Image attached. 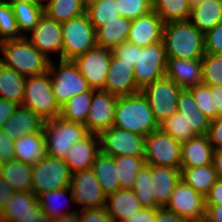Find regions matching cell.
Here are the masks:
<instances>
[{"label":"cell","instance_id":"38","mask_svg":"<svg viewBox=\"0 0 222 222\" xmlns=\"http://www.w3.org/2000/svg\"><path fill=\"white\" fill-rule=\"evenodd\" d=\"M121 189H132L136 174L146 164L144 156L114 157Z\"/></svg>","mask_w":222,"mask_h":222},{"label":"cell","instance_id":"9","mask_svg":"<svg viewBox=\"0 0 222 222\" xmlns=\"http://www.w3.org/2000/svg\"><path fill=\"white\" fill-rule=\"evenodd\" d=\"M182 88L166 75L144 86L140 92L146 98L158 124L177 112V100Z\"/></svg>","mask_w":222,"mask_h":222},{"label":"cell","instance_id":"55","mask_svg":"<svg viewBox=\"0 0 222 222\" xmlns=\"http://www.w3.org/2000/svg\"><path fill=\"white\" fill-rule=\"evenodd\" d=\"M17 107L18 104L0 98V129L3 127L5 122L11 117V115L15 112Z\"/></svg>","mask_w":222,"mask_h":222},{"label":"cell","instance_id":"19","mask_svg":"<svg viewBox=\"0 0 222 222\" xmlns=\"http://www.w3.org/2000/svg\"><path fill=\"white\" fill-rule=\"evenodd\" d=\"M164 22L158 14H149L132 20L127 41L139 47H146L162 41Z\"/></svg>","mask_w":222,"mask_h":222},{"label":"cell","instance_id":"12","mask_svg":"<svg viewBox=\"0 0 222 222\" xmlns=\"http://www.w3.org/2000/svg\"><path fill=\"white\" fill-rule=\"evenodd\" d=\"M100 152L113 157L144 156L145 137L118 127H110L99 134Z\"/></svg>","mask_w":222,"mask_h":222},{"label":"cell","instance_id":"31","mask_svg":"<svg viewBox=\"0 0 222 222\" xmlns=\"http://www.w3.org/2000/svg\"><path fill=\"white\" fill-rule=\"evenodd\" d=\"M0 176L15 192L32 190V166L29 164L11 159L3 163Z\"/></svg>","mask_w":222,"mask_h":222},{"label":"cell","instance_id":"3","mask_svg":"<svg viewBox=\"0 0 222 222\" xmlns=\"http://www.w3.org/2000/svg\"><path fill=\"white\" fill-rule=\"evenodd\" d=\"M0 50L4 54L0 62L25 77L40 75L49 70L50 60L26 36L0 43Z\"/></svg>","mask_w":222,"mask_h":222},{"label":"cell","instance_id":"67","mask_svg":"<svg viewBox=\"0 0 222 222\" xmlns=\"http://www.w3.org/2000/svg\"><path fill=\"white\" fill-rule=\"evenodd\" d=\"M3 166V162L0 160V168H2Z\"/></svg>","mask_w":222,"mask_h":222},{"label":"cell","instance_id":"6","mask_svg":"<svg viewBox=\"0 0 222 222\" xmlns=\"http://www.w3.org/2000/svg\"><path fill=\"white\" fill-rule=\"evenodd\" d=\"M21 105L31 109L44 121L60 115V107L54 98L49 70L26 78L25 95Z\"/></svg>","mask_w":222,"mask_h":222},{"label":"cell","instance_id":"23","mask_svg":"<svg viewBox=\"0 0 222 222\" xmlns=\"http://www.w3.org/2000/svg\"><path fill=\"white\" fill-rule=\"evenodd\" d=\"M214 148L207 135H197L181 144V167H202L213 162Z\"/></svg>","mask_w":222,"mask_h":222},{"label":"cell","instance_id":"48","mask_svg":"<svg viewBox=\"0 0 222 222\" xmlns=\"http://www.w3.org/2000/svg\"><path fill=\"white\" fill-rule=\"evenodd\" d=\"M205 53L222 55V22L205 34Z\"/></svg>","mask_w":222,"mask_h":222},{"label":"cell","instance_id":"62","mask_svg":"<svg viewBox=\"0 0 222 222\" xmlns=\"http://www.w3.org/2000/svg\"><path fill=\"white\" fill-rule=\"evenodd\" d=\"M51 222H79L78 211L76 213H70L67 215H62L61 217L54 218Z\"/></svg>","mask_w":222,"mask_h":222},{"label":"cell","instance_id":"13","mask_svg":"<svg viewBox=\"0 0 222 222\" xmlns=\"http://www.w3.org/2000/svg\"><path fill=\"white\" fill-rule=\"evenodd\" d=\"M70 187L68 202L83 206L81 210L105 206L107 196L91 168L72 173Z\"/></svg>","mask_w":222,"mask_h":222},{"label":"cell","instance_id":"51","mask_svg":"<svg viewBox=\"0 0 222 222\" xmlns=\"http://www.w3.org/2000/svg\"><path fill=\"white\" fill-rule=\"evenodd\" d=\"M207 136L214 150L222 149V115L210 121Z\"/></svg>","mask_w":222,"mask_h":222},{"label":"cell","instance_id":"56","mask_svg":"<svg viewBox=\"0 0 222 222\" xmlns=\"http://www.w3.org/2000/svg\"><path fill=\"white\" fill-rule=\"evenodd\" d=\"M153 222H186V220L165 207H159Z\"/></svg>","mask_w":222,"mask_h":222},{"label":"cell","instance_id":"57","mask_svg":"<svg viewBox=\"0 0 222 222\" xmlns=\"http://www.w3.org/2000/svg\"><path fill=\"white\" fill-rule=\"evenodd\" d=\"M51 220V217L42 211V208L39 205L36 209L32 210V213L27 214L17 222H51Z\"/></svg>","mask_w":222,"mask_h":222},{"label":"cell","instance_id":"10","mask_svg":"<svg viewBox=\"0 0 222 222\" xmlns=\"http://www.w3.org/2000/svg\"><path fill=\"white\" fill-rule=\"evenodd\" d=\"M181 142L160 128L145 137V162L181 169Z\"/></svg>","mask_w":222,"mask_h":222},{"label":"cell","instance_id":"54","mask_svg":"<svg viewBox=\"0 0 222 222\" xmlns=\"http://www.w3.org/2000/svg\"><path fill=\"white\" fill-rule=\"evenodd\" d=\"M205 205H222V180H217L205 196Z\"/></svg>","mask_w":222,"mask_h":222},{"label":"cell","instance_id":"64","mask_svg":"<svg viewBox=\"0 0 222 222\" xmlns=\"http://www.w3.org/2000/svg\"><path fill=\"white\" fill-rule=\"evenodd\" d=\"M186 222H210V221L206 216H203L201 218L186 220Z\"/></svg>","mask_w":222,"mask_h":222},{"label":"cell","instance_id":"29","mask_svg":"<svg viewBox=\"0 0 222 222\" xmlns=\"http://www.w3.org/2000/svg\"><path fill=\"white\" fill-rule=\"evenodd\" d=\"M132 20L125 17H116L105 26L96 29L97 47L113 50L117 45L127 41Z\"/></svg>","mask_w":222,"mask_h":222},{"label":"cell","instance_id":"25","mask_svg":"<svg viewBox=\"0 0 222 222\" xmlns=\"http://www.w3.org/2000/svg\"><path fill=\"white\" fill-rule=\"evenodd\" d=\"M47 155L43 132L23 135L14 141V157L25 164L34 166Z\"/></svg>","mask_w":222,"mask_h":222},{"label":"cell","instance_id":"33","mask_svg":"<svg viewBox=\"0 0 222 222\" xmlns=\"http://www.w3.org/2000/svg\"><path fill=\"white\" fill-rule=\"evenodd\" d=\"M91 169L97 177L106 196L121 189L113 156L100 152L91 166Z\"/></svg>","mask_w":222,"mask_h":222},{"label":"cell","instance_id":"50","mask_svg":"<svg viewBox=\"0 0 222 222\" xmlns=\"http://www.w3.org/2000/svg\"><path fill=\"white\" fill-rule=\"evenodd\" d=\"M112 52L124 62L133 65V67L138 61V46L131 42L126 41L117 45Z\"/></svg>","mask_w":222,"mask_h":222},{"label":"cell","instance_id":"37","mask_svg":"<svg viewBox=\"0 0 222 222\" xmlns=\"http://www.w3.org/2000/svg\"><path fill=\"white\" fill-rule=\"evenodd\" d=\"M152 10L164 23L189 20L191 7L187 0H152Z\"/></svg>","mask_w":222,"mask_h":222},{"label":"cell","instance_id":"14","mask_svg":"<svg viewBox=\"0 0 222 222\" xmlns=\"http://www.w3.org/2000/svg\"><path fill=\"white\" fill-rule=\"evenodd\" d=\"M111 57V49L95 47L75 57L73 62L91 89L104 90Z\"/></svg>","mask_w":222,"mask_h":222},{"label":"cell","instance_id":"66","mask_svg":"<svg viewBox=\"0 0 222 222\" xmlns=\"http://www.w3.org/2000/svg\"><path fill=\"white\" fill-rule=\"evenodd\" d=\"M97 1H101V0H83V3L85 5V7L91 5L92 3H95Z\"/></svg>","mask_w":222,"mask_h":222},{"label":"cell","instance_id":"39","mask_svg":"<svg viewBox=\"0 0 222 222\" xmlns=\"http://www.w3.org/2000/svg\"><path fill=\"white\" fill-rule=\"evenodd\" d=\"M19 31L23 36L30 33L44 14V9L30 3L18 2L12 5Z\"/></svg>","mask_w":222,"mask_h":222},{"label":"cell","instance_id":"15","mask_svg":"<svg viewBox=\"0 0 222 222\" xmlns=\"http://www.w3.org/2000/svg\"><path fill=\"white\" fill-rule=\"evenodd\" d=\"M165 208L185 220L201 218L206 213L205 197L181 179L175 186Z\"/></svg>","mask_w":222,"mask_h":222},{"label":"cell","instance_id":"30","mask_svg":"<svg viewBox=\"0 0 222 222\" xmlns=\"http://www.w3.org/2000/svg\"><path fill=\"white\" fill-rule=\"evenodd\" d=\"M39 206L38 196L32 191L14 192L0 212V222H17Z\"/></svg>","mask_w":222,"mask_h":222},{"label":"cell","instance_id":"20","mask_svg":"<svg viewBox=\"0 0 222 222\" xmlns=\"http://www.w3.org/2000/svg\"><path fill=\"white\" fill-rule=\"evenodd\" d=\"M166 76L182 89H189L201 84V59L167 58Z\"/></svg>","mask_w":222,"mask_h":222},{"label":"cell","instance_id":"24","mask_svg":"<svg viewBox=\"0 0 222 222\" xmlns=\"http://www.w3.org/2000/svg\"><path fill=\"white\" fill-rule=\"evenodd\" d=\"M181 180V169L167 166L152 165V183L155 202L165 207L175 186Z\"/></svg>","mask_w":222,"mask_h":222},{"label":"cell","instance_id":"22","mask_svg":"<svg viewBox=\"0 0 222 222\" xmlns=\"http://www.w3.org/2000/svg\"><path fill=\"white\" fill-rule=\"evenodd\" d=\"M99 153V136L90 133L84 140L72 145L64 161L70 172L74 173L91 168Z\"/></svg>","mask_w":222,"mask_h":222},{"label":"cell","instance_id":"34","mask_svg":"<svg viewBox=\"0 0 222 222\" xmlns=\"http://www.w3.org/2000/svg\"><path fill=\"white\" fill-rule=\"evenodd\" d=\"M181 179L205 197L218 177L213 164H209L202 167H181Z\"/></svg>","mask_w":222,"mask_h":222},{"label":"cell","instance_id":"28","mask_svg":"<svg viewBox=\"0 0 222 222\" xmlns=\"http://www.w3.org/2000/svg\"><path fill=\"white\" fill-rule=\"evenodd\" d=\"M189 21L206 34L219 22H222V0H202L191 8Z\"/></svg>","mask_w":222,"mask_h":222},{"label":"cell","instance_id":"58","mask_svg":"<svg viewBox=\"0 0 222 222\" xmlns=\"http://www.w3.org/2000/svg\"><path fill=\"white\" fill-rule=\"evenodd\" d=\"M13 188L0 176V212L14 194Z\"/></svg>","mask_w":222,"mask_h":222},{"label":"cell","instance_id":"35","mask_svg":"<svg viewBox=\"0 0 222 222\" xmlns=\"http://www.w3.org/2000/svg\"><path fill=\"white\" fill-rule=\"evenodd\" d=\"M93 89L84 93H79L70 99L60 107V117L64 120L83 124L85 126V120L88 114V110L91 105Z\"/></svg>","mask_w":222,"mask_h":222},{"label":"cell","instance_id":"52","mask_svg":"<svg viewBox=\"0 0 222 222\" xmlns=\"http://www.w3.org/2000/svg\"><path fill=\"white\" fill-rule=\"evenodd\" d=\"M14 157V140L0 129V160L4 163Z\"/></svg>","mask_w":222,"mask_h":222},{"label":"cell","instance_id":"61","mask_svg":"<svg viewBox=\"0 0 222 222\" xmlns=\"http://www.w3.org/2000/svg\"><path fill=\"white\" fill-rule=\"evenodd\" d=\"M214 169L219 180H222V149L214 150L213 162Z\"/></svg>","mask_w":222,"mask_h":222},{"label":"cell","instance_id":"26","mask_svg":"<svg viewBox=\"0 0 222 222\" xmlns=\"http://www.w3.org/2000/svg\"><path fill=\"white\" fill-rule=\"evenodd\" d=\"M105 207L113 222H120L143 208L133 189H119L109 194Z\"/></svg>","mask_w":222,"mask_h":222},{"label":"cell","instance_id":"27","mask_svg":"<svg viewBox=\"0 0 222 222\" xmlns=\"http://www.w3.org/2000/svg\"><path fill=\"white\" fill-rule=\"evenodd\" d=\"M177 112L184 116L196 135L208 134L210 120L199 110L188 89H182L179 93Z\"/></svg>","mask_w":222,"mask_h":222},{"label":"cell","instance_id":"60","mask_svg":"<svg viewBox=\"0 0 222 222\" xmlns=\"http://www.w3.org/2000/svg\"><path fill=\"white\" fill-rule=\"evenodd\" d=\"M205 216L210 222H222V205H206Z\"/></svg>","mask_w":222,"mask_h":222},{"label":"cell","instance_id":"46","mask_svg":"<svg viewBox=\"0 0 222 222\" xmlns=\"http://www.w3.org/2000/svg\"><path fill=\"white\" fill-rule=\"evenodd\" d=\"M194 98L199 110L211 121L216 118V108L213 106V96L210 93V86L203 83L188 89Z\"/></svg>","mask_w":222,"mask_h":222},{"label":"cell","instance_id":"65","mask_svg":"<svg viewBox=\"0 0 222 222\" xmlns=\"http://www.w3.org/2000/svg\"><path fill=\"white\" fill-rule=\"evenodd\" d=\"M187 1L190 7L192 8L193 6L198 5L202 0H187Z\"/></svg>","mask_w":222,"mask_h":222},{"label":"cell","instance_id":"40","mask_svg":"<svg viewBox=\"0 0 222 222\" xmlns=\"http://www.w3.org/2000/svg\"><path fill=\"white\" fill-rule=\"evenodd\" d=\"M152 165L145 164L142 169L136 174L133 190L136 198L143 207L159 208L155 202L153 195L152 183Z\"/></svg>","mask_w":222,"mask_h":222},{"label":"cell","instance_id":"41","mask_svg":"<svg viewBox=\"0 0 222 222\" xmlns=\"http://www.w3.org/2000/svg\"><path fill=\"white\" fill-rule=\"evenodd\" d=\"M116 0H101L86 7V13L95 30L120 17Z\"/></svg>","mask_w":222,"mask_h":222},{"label":"cell","instance_id":"42","mask_svg":"<svg viewBox=\"0 0 222 222\" xmlns=\"http://www.w3.org/2000/svg\"><path fill=\"white\" fill-rule=\"evenodd\" d=\"M67 192H72L71 187H66L59 190L44 192L38 195V201L39 205L42 208V211H44L51 219L61 217L62 215H67L70 213H76L78 211L75 209L74 211H66L61 209V200L66 197L68 194ZM67 199V198H66ZM63 202V201H62Z\"/></svg>","mask_w":222,"mask_h":222},{"label":"cell","instance_id":"45","mask_svg":"<svg viewBox=\"0 0 222 222\" xmlns=\"http://www.w3.org/2000/svg\"><path fill=\"white\" fill-rule=\"evenodd\" d=\"M201 65L202 83L208 86H222V55L205 53Z\"/></svg>","mask_w":222,"mask_h":222},{"label":"cell","instance_id":"11","mask_svg":"<svg viewBox=\"0 0 222 222\" xmlns=\"http://www.w3.org/2000/svg\"><path fill=\"white\" fill-rule=\"evenodd\" d=\"M166 69L167 57L163 41L146 47L138 46V61L134 66L133 72L137 87L140 90L165 76Z\"/></svg>","mask_w":222,"mask_h":222},{"label":"cell","instance_id":"16","mask_svg":"<svg viewBox=\"0 0 222 222\" xmlns=\"http://www.w3.org/2000/svg\"><path fill=\"white\" fill-rule=\"evenodd\" d=\"M118 96L105 90H94L85 127L90 133L99 134L113 126Z\"/></svg>","mask_w":222,"mask_h":222},{"label":"cell","instance_id":"53","mask_svg":"<svg viewBox=\"0 0 222 222\" xmlns=\"http://www.w3.org/2000/svg\"><path fill=\"white\" fill-rule=\"evenodd\" d=\"M158 208L143 207L135 214L123 219L120 222H153L156 217Z\"/></svg>","mask_w":222,"mask_h":222},{"label":"cell","instance_id":"5","mask_svg":"<svg viewBox=\"0 0 222 222\" xmlns=\"http://www.w3.org/2000/svg\"><path fill=\"white\" fill-rule=\"evenodd\" d=\"M62 59L73 60L97 47L96 30L87 13L61 23Z\"/></svg>","mask_w":222,"mask_h":222},{"label":"cell","instance_id":"47","mask_svg":"<svg viewBox=\"0 0 222 222\" xmlns=\"http://www.w3.org/2000/svg\"><path fill=\"white\" fill-rule=\"evenodd\" d=\"M120 16L130 20L149 14L152 0H116Z\"/></svg>","mask_w":222,"mask_h":222},{"label":"cell","instance_id":"32","mask_svg":"<svg viewBox=\"0 0 222 222\" xmlns=\"http://www.w3.org/2000/svg\"><path fill=\"white\" fill-rule=\"evenodd\" d=\"M26 78L0 62V98L21 105L25 95Z\"/></svg>","mask_w":222,"mask_h":222},{"label":"cell","instance_id":"63","mask_svg":"<svg viewBox=\"0 0 222 222\" xmlns=\"http://www.w3.org/2000/svg\"><path fill=\"white\" fill-rule=\"evenodd\" d=\"M2 1L6 2V3L10 4V5H12L13 3H18V2L30 3V4H34L36 6H40L43 9L45 8V6L47 4V0H7V1L6 0H2Z\"/></svg>","mask_w":222,"mask_h":222},{"label":"cell","instance_id":"21","mask_svg":"<svg viewBox=\"0 0 222 222\" xmlns=\"http://www.w3.org/2000/svg\"><path fill=\"white\" fill-rule=\"evenodd\" d=\"M43 124L44 120L31 109L23 105H18L1 130L15 141L23 135L43 132Z\"/></svg>","mask_w":222,"mask_h":222},{"label":"cell","instance_id":"59","mask_svg":"<svg viewBox=\"0 0 222 222\" xmlns=\"http://www.w3.org/2000/svg\"><path fill=\"white\" fill-rule=\"evenodd\" d=\"M210 93L213 96V106L216 108V117L222 115V86H210Z\"/></svg>","mask_w":222,"mask_h":222},{"label":"cell","instance_id":"36","mask_svg":"<svg viewBox=\"0 0 222 222\" xmlns=\"http://www.w3.org/2000/svg\"><path fill=\"white\" fill-rule=\"evenodd\" d=\"M86 13L83 0H47L44 14L57 22H65Z\"/></svg>","mask_w":222,"mask_h":222},{"label":"cell","instance_id":"44","mask_svg":"<svg viewBox=\"0 0 222 222\" xmlns=\"http://www.w3.org/2000/svg\"><path fill=\"white\" fill-rule=\"evenodd\" d=\"M24 36L18 28L13 8L10 4L0 2V43L21 39Z\"/></svg>","mask_w":222,"mask_h":222},{"label":"cell","instance_id":"18","mask_svg":"<svg viewBox=\"0 0 222 222\" xmlns=\"http://www.w3.org/2000/svg\"><path fill=\"white\" fill-rule=\"evenodd\" d=\"M133 69V65L124 62L112 52L104 90L118 97L139 93Z\"/></svg>","mask_w":222,"mask_h":222},{"label":"cell","instance_id":"1","mask_svg":"<svg viewBox=\"0 0 222 222\" xmlns=\"http://www.w3.org/2000/svg\"><path fill=\"white\" fill-rule=\"evenodd\" d=\"M162 41L167 58L202 59L205 55V34L189 20L165 23Z\"/></svg>","mask_w":222,"mask_h":222},{"label":"cell","instance_id":"4","mask_svg":"<svg viewBox=\"0 0 222 222\" xmlns=\"http://www.w3.org/2000/svg\"><path fill=\"white\" fill-rule=\"evenodd\" d=\"M43 134L47 155L65 160L72 145L84 140L90 132L83 124L58 116L44 121Z\"/></svg>","mask_w":222,"mask_h":222},{"label":"cell","instance_id":"7","mask_svg":"<svg viewBox=\"0 0 222 222\" xmlns=\"http://www.w3.org/2000/svg\"><path fill=\"white\" fill-rule=\"evenodd\" d=\"M53 62V60L50 61L49 72L54 98L59 107L71 97L91 90L73 60L59 59L58 67Z\"/></svg>","mask_w":222,"mask_h":222},{"label":"cell","instance_id":"49","mask_svg":"<svg viewBox=\"0 0 222 222\" xmlns=\"http://www.w3.org/2000/svg\"><path fill=\"white\" fill-rule=\"evenodd\" d=\"M78 220L79 222H113L105 206L79 210Z\"/></svg>","mask_w":222,"mask_h":222},{"label":"cell","instance_id":"8","mask_svg":"<svg viewBox=\"0 0 222 222\" xmlns=\"http://www.w3.org/2000/svg\"><path fill=\"white\" fill-rule=\"evenodd\" d=\"M72 173L63 159L46 155L32 166V192L41 193L70 186Z\"/></svg>","mask_w":222,"mask_h":222},{"label":"cell","instance_id":"2","mask_svg":"<svg viewBox=\"0 0 222 222\" xmlns=\"http://www.w3.org/2000/svg\"><path fill=\"white\" fill-rule=\"evenodd\" d=\"M113 126L144 137L159 129L149 103L141 92L118 97Z\"/></svg>","mask_w":222,"mask_h":222},{"label":"cell","instance_id":"43","mask_svg":"<svg viewBox=\"0 0 222 222\" xmlns=\"http://www.w3.org/2000/svg\"><path fill=\"white\" fill-rule=\"evenodd\" d=\"M159 128L172 136L176 141L185 142L197 136L183 115L176 112L159 124Z\"/></svg>","mask_w":222,"mask_h":222},{"label":"cell","instance_id":"17","mask_svg":"<svg viewBox=\"0 0 222 222\" xmlns=\"http://www.w3.org/2000/svg\"><path fill=\"white\" fill-rule=\"evenodd\" d=\"M30 34L31 37L26 35V38L50 61L52 58L49 54L52 52H59V59H62V31L60 22L43 14Z\"/></svg>","mask_w":222,"mask_h":222}]
</instances>
